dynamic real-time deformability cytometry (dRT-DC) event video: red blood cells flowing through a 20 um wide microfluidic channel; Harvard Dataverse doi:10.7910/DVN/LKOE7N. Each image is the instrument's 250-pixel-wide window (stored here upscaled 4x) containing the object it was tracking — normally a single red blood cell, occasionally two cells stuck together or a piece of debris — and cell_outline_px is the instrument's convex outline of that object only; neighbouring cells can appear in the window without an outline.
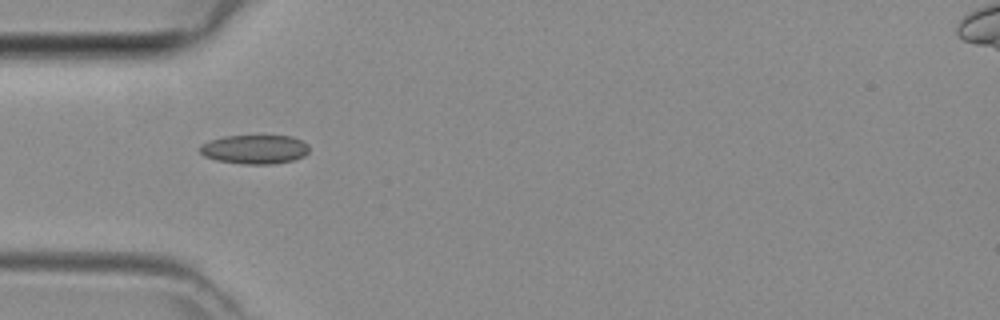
{"species": "common noctule bat (a hibernating species)", "species_latin": "Nyctalus noctula", "temperature_condition": "room temperature", "stored_images_in_passage": 33, "camera_frame_rate_fps": 3000, "um_per_image_px": 0.085, "animal": {"sex": "female", "body_mass_g": 29.2, "forearm_length_mm": 56.3}, "frame": {"image": 1, "passage_image": 1, "time_ms": 0.0, "image_size_px": [1000, 320], "cell_outline_px": [[308, 152], [304, 156], [292, 160], [272, 164], [244, 164], [216, 160], [204, 156], [200, 152], [200, 144], [224, 136], [292, 136], [308, 144]], "centroid_in_image_um": [21.65, 12.69], "position_along_channel_um": 63.4, "area_um2": 18.38}}
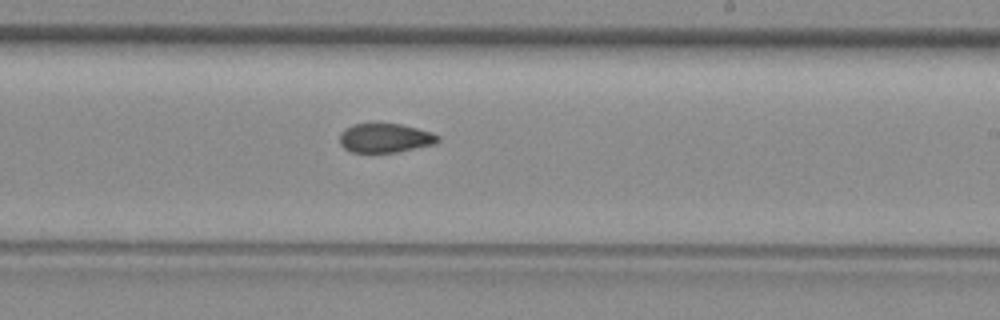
{"frame": {"image": 2, "passage_image": 14, "time_ms": 4.333, "image_size_px": [1000, 320], "cell_outline_px": [[440, 140], [436, 144], [396, 152], [352, 152], [344, 148], [340, 144], [340, 132], [344, 128], [352, 124], [376, 120], [400, 124], [432, 132], [440, 136]], "centroid_in_image_um": [32.71, 11.68], "position_along_channel_um": 256.3, "area_um2": 17.4}}
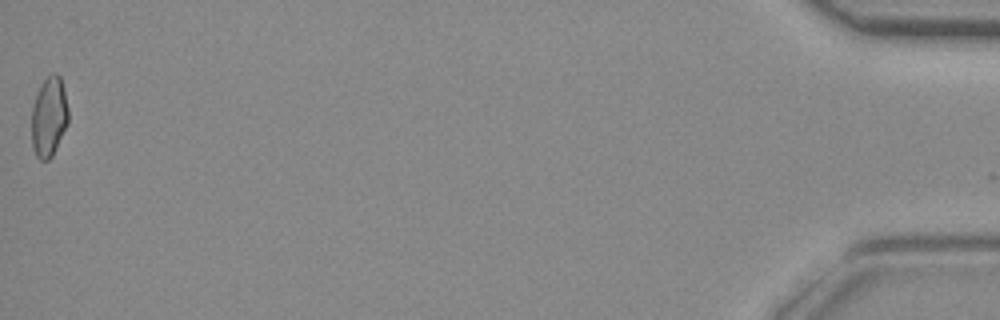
{"frame": {"image": 3, "passage_image": 33, "time_ms": 10.667, "image_size_px": [1000, 320], "cell_outline_px": [[68, 124], [52, 156], [48, 160], [40, 160], [36, 156], [32, 148], [32, 108], [40, 84], [52, 72], [56, 72], [60, 76], [64, 88], [68, 108]], "centroid_in_image_um": [4.17, 9.92], "position_along_channel_um": 431.0, "area_um2": 17.22}}